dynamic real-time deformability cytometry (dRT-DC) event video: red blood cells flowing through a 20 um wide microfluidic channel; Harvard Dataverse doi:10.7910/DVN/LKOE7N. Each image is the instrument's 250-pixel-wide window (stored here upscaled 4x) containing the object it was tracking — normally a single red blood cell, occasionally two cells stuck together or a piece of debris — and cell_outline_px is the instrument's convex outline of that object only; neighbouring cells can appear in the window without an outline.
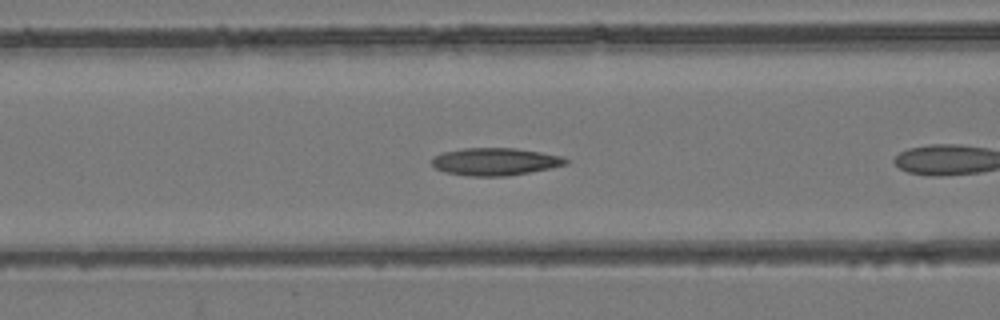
{"species": "common noctule bat (a hibernating species)", "species_latin": "Nyctalus noctula", "temperature_condition": "room temperature", "stored_images_in_passage": 7, "camera_frame_rate_fps": 3000, "um_per_image_px": 0.085, "animal": {"sex": "female", "body_mass_g": 24.6, "forearm_length_mm": 56.2}, "frame": {"image": 1, "passage_image": 6, "time_ms": 1.667, "image_size_px": [1000, 320], "cell_outline_px": [[568, 164], [508, 176], [472, 176], [448, 172], [436, 168], [432, 164], [432, 160], [436, 156], [444, 152], [464, 148], [516, 148], [540, 152], [560, 156], [568, 160]], "centroid_in_image_um": [42.1, 13.73], "position_along_channel_um": 124.5, "area_um2": 21.04}}